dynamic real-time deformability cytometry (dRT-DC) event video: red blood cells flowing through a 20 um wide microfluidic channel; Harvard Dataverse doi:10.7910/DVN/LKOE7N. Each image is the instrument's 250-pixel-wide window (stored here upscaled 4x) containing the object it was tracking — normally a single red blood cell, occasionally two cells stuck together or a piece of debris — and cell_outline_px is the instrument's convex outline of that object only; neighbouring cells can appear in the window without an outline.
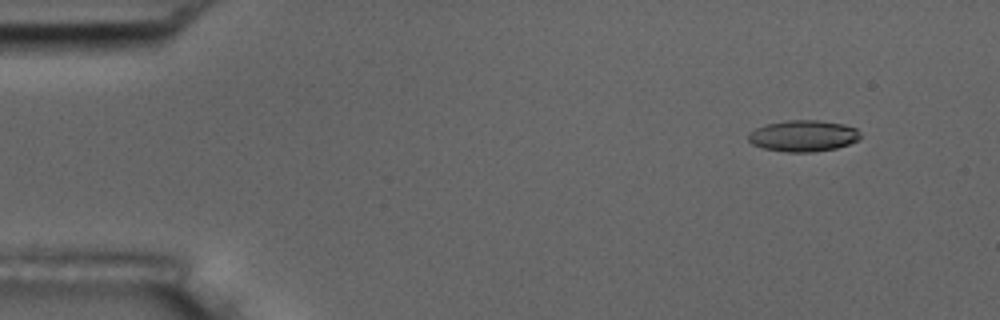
{"species": "common noctule bat (a hibernating species)", "species_latin": "Nyctalus noctula", "temperature_condition": "room temperature", "stored_images_in_passage": 51, "camera_frame_rate_fps": 3000, "um_per_image_px": 0.085, "animal": {"sex": "male", "body_mass_g": 17.5, "forearm_length_mm": 52.3}, "frame": {"image": 1, "passage_image": 1, "time_ms": 0.0, "image_size_px": [1000, 320], "cell_outline_px": [[860, 140], [836, 148], [812, 152], [788, 152], [764, 148], [752, 144], [748, 140], [748, 132], [764, 124], [788, 120], [820, 120], [844, 124], [856, 128], [860, 132]], "centroid_in_image_um": [68.28, 11.54], "position_along_channel_um": 16.7, "area_um2": 20.58}}
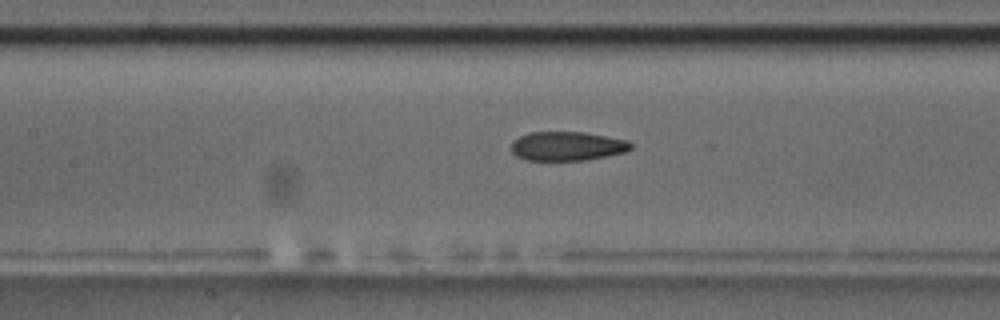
{"frame": {"image": 2, "passage_image": 21, "time_ms": 6.667, "image_size_px": [1000, 320], "cell_outline_px": [[632, 148], [624, 152], [608, 156], [584, 160], [528, 160], [516, 156], [512, 152], [512, 140], [528, 132], [584, 132], [628, 140], [632, 144]], "centroid_in_image_um": [48.21, 12.41], "position_along_channel_um": 159.2, "area_um2": 20.29}}
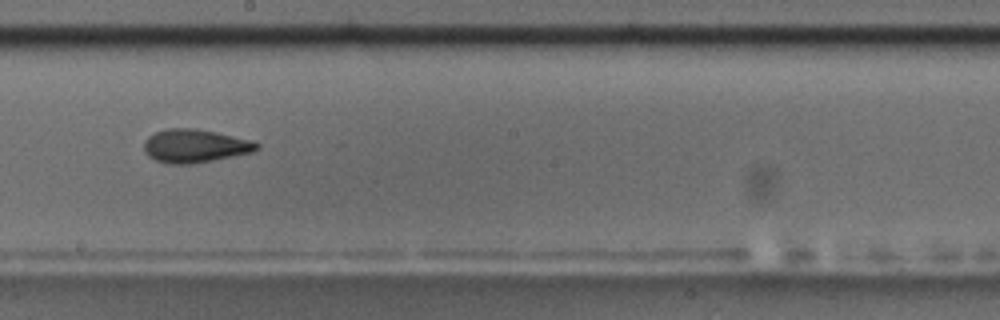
{"frame": {"image": 3, "passage_image": 27, "time_ms": 8.667, "image_size_px": [1000, 320], "cell_outline_px": [[260, 148], [252, 152], [192, 164], [168, 164], [156, 160], [148, 156], [144, 152], [144, 140], [148, 136], [156, 132], [168, 128], [196, 128], [216, 132], [252, 140], [260, 144]], "centroid_in_image_um": [16.56, 12.4], "position_along_channel_um": 231.6, "area_um2": 21.96}, "authors_computed_cell_mechanics": {"area_um2": 21.2126, "velocity_mm_per_s": 3.6447, "shape_relaxation_time_tau1_ms": 11.3638, "shape_relaxation_time_tau2_ms": 2.4968, "deformation_change_tau1": 0.2216, "deformation_change_tau2": 0.0996}}